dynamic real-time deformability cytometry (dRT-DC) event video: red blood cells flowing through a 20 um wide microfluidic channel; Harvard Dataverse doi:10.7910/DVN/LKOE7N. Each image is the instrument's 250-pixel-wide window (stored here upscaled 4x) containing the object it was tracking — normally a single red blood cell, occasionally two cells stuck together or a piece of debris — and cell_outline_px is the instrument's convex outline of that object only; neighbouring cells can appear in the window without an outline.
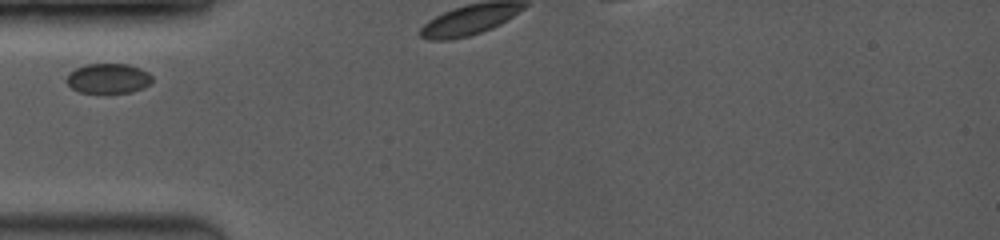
{"species": "common noctule bat (a hibernating species)", "species_latin": "Nyctalus noctula", "temperature_condition": "room temperature", "stored_images_in_passage": 10, "camera_frame_rate_fps": 3500, "um_per_image_px": 0.085, "animal": {"sex": "female", "body_mass_g": 19.0, "forearm_length_mm": 53.3}, "frame": {"image": 1, "passage_image": 1, "time_ms": 0.0, "image_size_px": [1000, 240], "cell_outline_px": [[152, 84], [144, 88], [132, 92], [80, 92], [72, 88], [64, 80], [68, 72], [84, 64], [128, 64], [140, 68], [148, 72], [152, 76]], "centroid_in_image_um": [9.2, 6.66], "position_along_channel_um": 75.8, "area_um2": 15.09}}
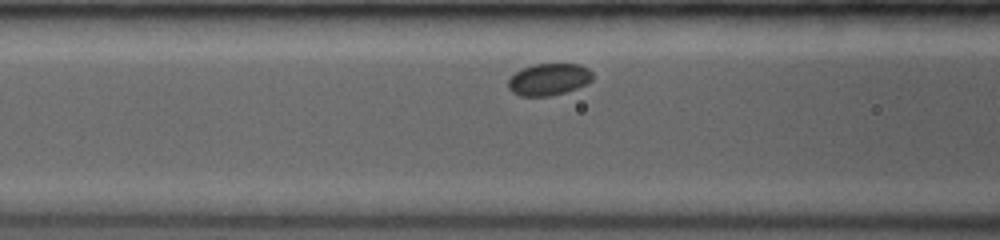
{"frame": {"image": 2, "passage_image": 7, "time_ms": 1.143, "image_size_px": [1000, 240], "cell_outline_px": [[592, 80], [588, 84], [564, 92], [548, 96], [520, 96], [512, 92], [508, 88], [508, 80], [520, 68], [532, 64], [580, 64], [588, 68], [592, 72]], "centroid_in_image_um": [46.64, 6.74], "position_along_channel_um": 120.0, "area_um2": 15.78}}